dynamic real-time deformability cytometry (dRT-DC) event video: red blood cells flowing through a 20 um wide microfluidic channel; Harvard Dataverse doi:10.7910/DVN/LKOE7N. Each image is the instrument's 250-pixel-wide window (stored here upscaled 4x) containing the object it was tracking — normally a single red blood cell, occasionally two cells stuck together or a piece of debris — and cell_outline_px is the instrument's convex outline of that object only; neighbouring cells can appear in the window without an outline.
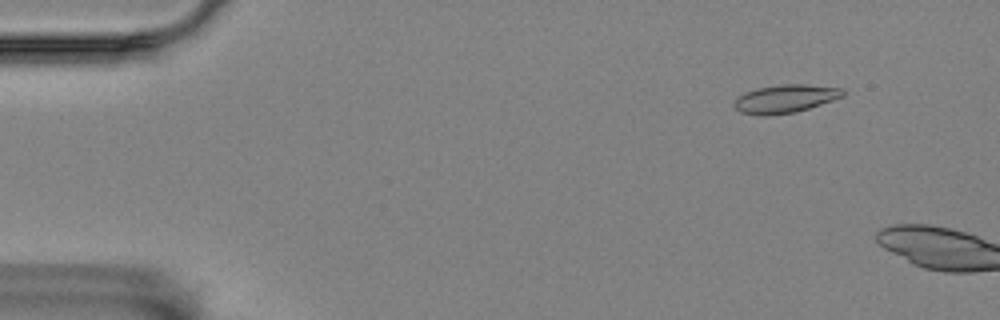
{"species": "Egyptian fruit bat (a non-hibernating species)", "species_latin": "Rousettus aegyptiacus", "temperature_condition": "room temperature", "stored_images_in_passage": 5, "camera_frame_rate_fps": 3000, "um_per_image_px": 0.085, "animal": {"sex": "female"}, "frame": {"image": 1, "passage_image": 2, "time_ms": 0.333, "image_size_px": [1000, 320], "cell_outline_px": [[844, 96], [796, 112], [768, 116], [760, 116], [740, 112], [732, 104], [736, 96], [744, 92], [756, 88], [784, 84], [804, 84], [840, 88], [844, 92]], "centroid_in_image_um": [66.66, 8.4], "position_along_channel_um": 18.3, "area_um2": 17.92}}